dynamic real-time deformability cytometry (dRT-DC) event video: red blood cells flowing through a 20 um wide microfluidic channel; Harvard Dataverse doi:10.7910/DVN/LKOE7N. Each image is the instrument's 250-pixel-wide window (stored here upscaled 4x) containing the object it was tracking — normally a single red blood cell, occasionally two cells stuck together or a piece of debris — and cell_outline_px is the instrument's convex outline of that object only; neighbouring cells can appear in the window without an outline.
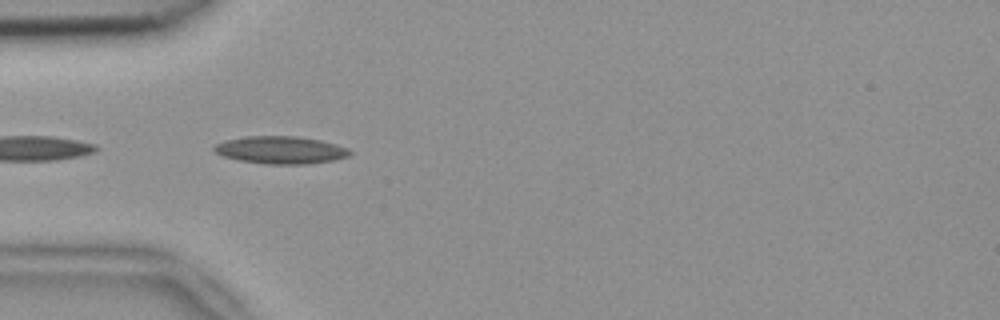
{"species": "common noctule bat (a hibernating species)", "species_latin": "Nyctalus noctula", "temperature_condition": "room temperature", "stored_images_in_passage": 8, "camera_frame_rate_fps": 3000, "um_per_image_px": 0.085, "animal": {"sex": "female", "body_mass_g": 18.4}, "frame": {"image": 1, "passage_image": 1, "time_ms": 0.0, "image_size_px": [1000, 320], "cell_outline_px": [[352, 152], [348, 156], [332, 160], [308, 164], [264, 164], [240, 160], [224, 156], [216, 152], [212, 148], [216, 144], [224, 140], [244, 136], [296, 136], [320, 140], [336, 144], [348, 148]], "centroid_in_image_um": [23.85, 12.74], "position_along_channel_um": 61.2, "area_um2": 21.73}}